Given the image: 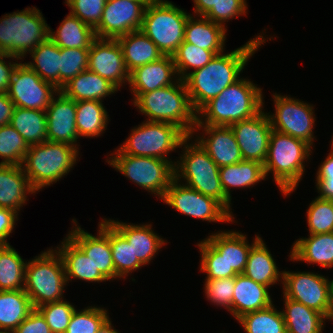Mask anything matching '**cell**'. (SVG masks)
<instances>
[{
  "label": "cell",
  "instance_id": "6",
  "mask_svg": "<svg viewBox=\"0 0 333 333\" xmlns=\"http://www.w3.org/2000/svg\"><path fill=\"white\" fill-rule=\"evenodd\" d=\"M79 153L72 145L45 141L29 147L21 166L32 188L40 192L68 175Z\"/></svg>",
  "mask_w": 333,
  "mask_h": 333
},
{
  "label": "cell",
  "instance_id": "1",
  "mask_svg": "<svg viewBox=\"0 0 333 333\" xmlns=\"http://www.w3.org/2000/svg\"><path fill=\"white\" fill-rule=\"evenodd\" d=\"M262 33L231 52L217 54L204 67L191 71L183 79L196 112L241 78L250 58L266 41L272 40L271 37L266 39V34Z\"/></svg>",
  "mask_w": 333,
  "mask_h": 333
},
{
  "label": "cell",
  "instance_id": "17",
  "mask_svg": "<svg viewBox=\"0 0 333 333\" xmlns=\"http://www.w3.org/2000/svg\"><path fill=\"white\" fill-rule=\"evenodd\" d=\"M73 228H70L67 236L92 260L95 268L108 280L115 279V267L112 260V251L110 247V223L102 219L98 223V232L96 235L83 230L72 219Z\"/></svg>",
  "mask_w": 333,
  "mask_h": 333
},
{
  "label": "cell",
  "instance_id": "21",
  "mask_svg": "<svg viewBox=\"0 0 333 333\" xmlns=\"http://www.w3.org/2000/svg\"><path fill=\"white\" fill-rule=\"evenodd\" d=\"M46 119L47 141L66 143L80 150L76 128V102L73 99L59 91L46 109Z\"/></svg>",
  "mask_w": 333,
  "mask_h": 333
},
{
  "label": "cell",
  "instance_id": "58",
  "mask_svg": "<svg viewBox=\"0 0 333 333\" xmlns=\"http://www.w3.org/2000/svg\"><path fill=\"white\" fill-rule=\"evenodd\" d=\"M193 2L195 16H206L213 7H216V0H193Z\"/></svg>",
  "mask_w": 333,
  "mask_h": 333
},
{
  "label": "cell",
  "instance_id": "40",
  "mask_svg": "<svg viewBox=\"0 0 333 333\" xmlns=\"http://www.w3.org/2000/svg\"><path fill=\"white\" fill-rule=\"evenodd\" d=\"M26 264L12 245L0 246V291L24 289Z\"/></svg>",
  "mask_w": 333,
  "mask_h": 333
},
{
  "label": "cell",
  "instance_id": "32",
  "mask_svg": "<svg viewBox=\"0 0 333 333\" xmlns=\"http://www.w3.org/2000/svg\"><path fill=\"white\" fill-rule=\"evenodd\" d=\"M117 41L122 48L124 63L129 73L137 67L157 61L164 56L141 30L118 37Z\"/></svg>",
  "mask_w": 333,
  "mask_h": 333
},
{
  "label": "cell",
  "instance_id": "26",
  "mask_svg": "<svg viewBox=\"0 0 333 333\" xmlns=\"http://www.w3.org/2000/svg\"><path fill=\"white\" fill-rule=\"evenodd\" d=\"M269 289L244 274H237L232 301V315L235 320L246 313L262 310L272 305L273 299Z\"/></svg>",
  "mask_w": 333,
  "mask_h": 333
},
{
  "label": "cell",
  "instance_id": "31",
  "mask_svg": "<svg viewBox=\"0 0 333 333\" xmlns=\"http://www.w3.org/2000/svg\"><path fill=\"white\" fill-rule=\"evenodd\" d=\"M243 274L269 288L279 282L282 284L283 271H279L262 237L251 247Z\"/></svg>",
  "mask_w": 333,
  "mask_h": 333
},
{
  "label": "cell",
  "instance_id": "49",
  "mask_svg": "<svg viewBox=\"0 0 333 333\" xmlns=\"http://www.w3.org/2000/svg\"><path fill=\"white\" fill-rule=\"evenodd\" d=\"M196 246L201 253L199 267L207 276L205 280L227 278V264L224 257L205 238Z\"/></svg>",
  "mask_w": 333,
  "mask_h": 333
},
{
  "label": "cell",
  "instance_id": "51",
  "mask_svg": "<svg viewBox=\"0 0 333 333\" xmlns=\"http://www.w3.org/2000/svg\"><path fill=\"white\" fill-rule=\"evenodd\" d=\"M107 0H65L70 13L95 29L101 19Z\"/></svg>",
  "mask_w": 333,
  "mask_h": 333
},
{
  "label": "cell",
  "instance_id": "16",
  "mask_svg": "<svg viewBox=\"0 0 333 333\" xmlns=\"http://www.w3.org/2000/svg\"><path fill=\"white\" fill-rule=\"evenodd\" d=\"M150 0H107L102 19L94 29L98 38L117 39L141 29Z\"/></svg>",
  "mask_w": 333,
  "mask_h": 333
},
{
  "label": "cell",
  "instance_id": "14",
  "mask_svg": "<svg viewBox=\"0 0 333 333\" xmlns=\"http://www.w3.org/2000/svg\"><path fill=\"white\" fill-rule=\"evenodd\" d=\"M166 205L185 216L202 221L237 223L232 215L219 201L173 179L162 198Z\"/></svg>",
  "mask_w": 333,
  "mask_h": 333
},
{
  "label": "cell",
  "instance_id": "10",
  "mask_svg": "<svg viewBox=\"0 0 333 333\" xmlns=\"http://www.w3.org/2000/svg\"><path fill=\"white\" fill-rule=\"evenodd\" d=\"M128 138L111 154H128L141 157H154L170 161L174 166L176 161L168 156L176 152L187 135L176 125L165 122L144 120L131 129Z\"/></svg>",
  "mask_w": 333,
  "mask_h": 333
},
{
  "label": "cell",
  "instance_id": "25",
  "mask_svg": "<svg viewBox=\"0 0 333 333\" xmlns=\"http://www.w3.org/2000/svg\"><path fill=\"white\" fill-rule=\"evenodd\" d=\"M37 194L21 165H0V208L19 213L28 195Z\"/></svg>",
  "mask_w": 333,
  "mask_h": 333
},
{
  "label": "cell",
  "instance_id": "28",
  "mask_svg": "<svg viewBox=\"0 0 333 333\" xmlns=\"http://www.w3.org/2000/svg\"><path fill=\"white\" fill-rule=\"evenodd\" d=\"M56 248L64 264L67 283L74 279L91 283L108 281L95 268L92 260L67 235Z\"/></svg>",
  "mask_w": 333,
  "mask_h": 333
},
{
  "label": "cell",
  "instance_id": "57",
  "mask_svg": "<svg viewBox=\"0 0 333 333\" xmlns=\"http://www.w3.org/2000/svg\"><path fill=\"white\" fill-rule=\"evenodd\" d=\"M15 105L7 93H0V126L10 124Z\"/></svg>",
  "mask_w": 333,
  "mask_h": 333
},
{
  "label": "cell",
  "instance_id": "15",
  "mask_svg": "<svg viewBox=\"0 0 333 333\" xmlns=\"http://www.w3.org/2000/svg\"><path fill=\"white\" fill-rule=\"evenodd\" d=\"M23 61L12 74L7 94L15 107L46 111L59 90L45 82L35 71L22 63Z\"/></svg>",
  "mask_w": 333,
  "mask_h": 333
},
{
  "label": "cell",
  "instance_id": "43",
  "mask_svg": "<svg viewBox=\"0 0 333 333\" xmlns=\"http://www.w3.org/2000/svg\"><path fill=\"white\" fill-rule=\"evenodd\" d=\"M217 54L183 41L172 55L179 79H184L192 71L204 67Z\"/></svg>",
  "mask_w": 333,
  "mask_h": 333
},
{
  "label": "cell",
  "instance_id": "35",
  "mask_svg": "<svg viewBox=\"0 0 333 333\" xmlns=\"http://www.w3.org/2000/svg\"><path fill=\"white\" fill-rule=\"evenodd\" d=\"M49 38L60 48L89 49L96 35L92 27L69 12L56 32L49 28Z\"/></svg>",
  "mask_w": 333,
  "mask_h": 333
},
{
  "label": "cell",
  "instance_id": "13",
  "mask_svg": "<svg viewBox=\"0 0 333 333\" xmlns=\"http://www.w3.org/2000/svg\"><path fill=\"white\" fill-rule=\"evenodd\" d=\"M271 96H273L275 113L268 112L267 115L272 129L301 139L312 147L316 140L313 132L316 121L315 105L276 92Z\"/></svg>",
  "mask_w": 333,
  "mask_h": 333
},
{
  "label": "cell",
  "instance_id": "34",
  "mask_svg": "<svg viewBox=\"0 0 333 333\" xmlns=\"http://www.w3.org/2000/svg\"><path fill=\"white\" fill-rule=\"evenodd\" d=\"M282 315L287 333H322L328 319L320 312L283 296Z\"/></svg>",
  "mask_w": 333,
  "mask_h": 333
},
{
  "label": "cell",
  "instance_id": "36",
  "mask_svg": "<svg viewBox=\"0 0 333 333\" xmlns=\"http://www.w3.org/2000/svg\"><path fill=\"white\" fill-rule=\"evenodd\" d=\"M102 101L82 100L76 102V128L80 137L103 135L110 121Z\"/></svg>",
  "mask_w": 333,
  "mask_h": 333
},
{
  "label": "cell",
  "instance_id": "9",
  "mask_svg": "<svg viewBox=\"0 0 333 333\" xmlns=\"http://www.w3.org/2000/svg\"><path fill=\"white\" fill-rule=\"evenodd\" d=\"M190 15L172 1L150 0L140 30L163 55L172 56L184 41L185 25Z\"/></svg>",
  "mask_w": 333,
  "mask_h": 333
},
{
  "label": "cell",
  "instance_id": "19",
  "mask_svg": "<svg viewBox=\"0 0 333 333\" xmlns=\"http://www.w3.org/2000/svg\"><path fill=\"white\" fill-rule=\"evenodd\" d=\"M262 110L255 117L230 125L243 160L264 164L272 132L267 112Z\"/></svg>",
  "mask_w": 333,
  "mask_h": 333
},
{
  "label": "cell",
  "instance_id": "30",
  "mask_svg": "<svg viewBox=\"0 0 333 333\" xmlns=\"http://www.w3.org/2000/svg\"><path fill=\"white\" fill-rule=\"evenodd\" d=\"M67 98L75 102L82 100L102 101L109 95L120 91L109 80L88 69L72 78L60 90Z\"/></svg>",
  "mask_w": 333,
  "mask_h": 333
},
{
  "label": "cell",
  "instance_id": "29",
  "mask_svg": "<svg viewBox=\"0 0 333 333\" xmlns=\"http://www.w3.org/2000/svg\"><path fill=\"white\" fill-rule=\"evenodd\" d=\"M226 32L227 28L214 23L205 16L195 17L191 14L185 25L184 41L221 54L225 52Z\"/></svg>",
  "mask_w": 333,
  "mask_h": 333
},
{
  "label": "cell",
  "instance_id": "54",
  "mask_svg": "<svg viewBox=\"0 0 333 333\" xmlns=\"http://www.w3.org/2000/svg\"><path fill=\"white\" fill-rule=\"evenodd\" d=\"M13 333H52L42 314L34 309L13 331Z\"/></svg>",
  "mask_w": 333,
  "mask_h": 333
},
{
  "label": "cell",
  "instance_id": "18",
  "mask_svg": "<svg viewBox=\"0 0 333 333\" xmlns=\"http://www.w3.org/2000/svg\"><path fill=\"white\" fill-rule=\"evenodd\" d=\"M87 69L109 80L118 89L129 82V72L117 39L96 37L89 48Z\"/></svg>",
  "mask_w": 333,
  "mask_h": 333
},
{
  "label": "cell",
  "instance_id": "48",
  "mask_svg": "<svg viewBox=\"0 0 333 333\" xmlns=\"http://www.w3.org/2000/svg\"><path fill=\"white\" fill-rule=\"evenodd\" d=\"M65 300L46 303L36 308L45 318L52 333H65L76 309L72 303Z\"/></svg>",
  "mask_w": 333,
  "mask_h": 333
},
{
  "label": "cell",
  "instance_id": "5",
  "mask_svg": "<svg viewBox=\"0 0 333 333\" xmlns=\"http://www.w3.org/2000/svg\"><path fill=\"white\" fill-rule=\"evenodd\" d=\"M192 139L191 135L187 136L180 144L179 148L183 147V151L174 166L175 179L216 199L233 215L232 202L225 196L221 185L219 167L201 145Z\"/></svg>",
  "mask_w": 333,
  "mask_h": 333
},
{
  "label": "cell",
  "instance_id": "33",
  "mask_svg": "<svg viewBox=\"0 0 333 333\" xmlns=\"http://www.w3.org/2000/svg\"><path fill=\"white\" fill-rule=\"evenodd\" d=\"M221 185L225 196L231 201V188H252L266 180L264 165L257 161L242 160L219 168Z\"/></svg>",
  "mask_w": 333,
  "mask_h": 333
},
{
  "label": "cell",
  "instance_id": "3",
  "mask_svg": "<svg viewBox=\"0 0 333 333\" xmlns=\"http://www.w3.org/2000/svg\"><path fill=\"white\" fill-rule=\"evenodd\" d=\"M133 106L146 121L165 122L179 127L187 136L192 135L197 124V112L193 109L184 80L149 91L132 93Z\"/></svg>",
  "mask_w": 333,
  "mask_h": 333
},
{
  "label": "cell",
  "instance_id": "11",
  "mask_svg": "<svg viewBox=\"0 0 333 333\" xmlns=\"http://www.w3.org/2000/svg\"><path fill=\"white\" fill-rule=\"evenodd\" d=\"M109 155L106 162L112 168L162 201L175 178L174 165L170 161L128 154Z\"/></svg>",
  "mask_w": 333,
  "mask_h": 333
},
{
  "label": "cell",
  "instance_id": "24",
  "mask_svg": "<svg viewBox=\"0 0 333 333\" xmlns=\"http://www.w3.org/2000/svg\"><path fill=\"white\" fill-rule=\"evenodd\" d=\"M129 243L134 257L144 265L154 260L159 250L168 242L159 236L152 228V224H131L114 219L105 218Z\"/></svg>",
  "mask_w": 333,
  "mask_h": 333
},
{
  "label": "cell",
  "instance_id": "61",
  "mask_svg": "<svg viewBox=\"0 0 333 333\" xmlns=\"http://www.w3.org/2000/svg\"><path fill=\"white\" fill-rule=\"evenodd\" d=\"M330 143H331L330 147L333 148V136H332V140Z\"/></svg>",
  "mask_w": 333,
  "mask_h": 333
},
{
  "label": "cell",
  "instance_id": "46",
  "mask_svg": "<svg viewBox=\"0 0 333 333\" xmlns=\"http://www.w3.org/2000/svg\"><path fill=\"white\" fill-rule=\"evenodd\" d=\"M306 211L309 234L333 233V200L315 197Z\"/></svg>",
  "mask_w": 333,
  "mask_h": 333
},
{
  "label": "cell",
  "instance_id": "7",
  "mask_svg": "<svg viewBox=\"0 0 333 333\" xmlns=\"http://www.w3.org/2000/svg\"><path fill=\"white\" fill-rule=\"evenodd\" d=\"M49 28L37 7L5 14L0 18V53L22 60L49 37Z\"/></svg>",
  "mask_w": 333,
  "mask_h": 333
},
{
  "label": "cell",
  "instance_id": "22",
  "mask_svg": "<svg viewBox=\"0 0 333 333\" xmlns=\"http://www.w3.org/2000/svg\"><path fill=\"white\" fill-rule=\"evenodd\" d=\"M261 237L256 234L252 243L247 241V235L236 230L217 231L205 239L224 257L227 264V278L243 274L251 247Z\"/></svg>",
  "mask_w": 333,
  "mask_h": 333
},
{
  "label": "cell",
  "instance_id": "23",
  "mask_svg": "<svg viewBox=\"0 0 333 333\" xmlns=\"http://www.w3.org/2000/svg\"><path fill=\"white\" fill-rule=\"evenodd\" d=\"M178 80L173 57L164 55L157 61L132 70L129 73L128 86L132 93H146L172 85Z\"/></svg>",
  "mask_w": 333,
  "mask_h": 333
},
{
  "label": "cell",
  "instance_id": "53",
  "mask_svg": "<svg viewBox=\"0 0 333 333\" xmlns=\"http://www.w3.org/2000/svg\"><path fill=\"white\" fill-rule=\"evenodd\" d=\"M315 186L320 199L333 200V148L316 172Z\"/></svg>",
  "mask_w": 333,
  "mask_h": 333
},
{
  "label": "cell",
  "instance_id": "47",
  "mask_svg": "<svg viewBox=\"0 0 333 333\" xmlns=\"http://www.w3.org/2000/svg\"><path fill=\"white\" fill-rule=\"evenodd\" d=\"M89 49L61 48L59 91L72 78L88 68Z\"/></svg>",
  "mask_w": 333,
  "mask_h": 333
},
{
  "label": "cell",
  "instance_id": "20",
  "mask_svg": "<svg viewBox=\"0 0 333 333\" xmlns=\"http://www.w3.org/2000/svg\"><path fill=\"white\" fill-rule=\"evenodd\" d=\"M202 130V136L199 134ZM198 131V133H196ZM196 137H194V134ZM199 134V135H198ZM192 137L220 168L243 160L240 148L230 126L196 125Z\"/></svg>",
  "mask_w": 333,
  "mask_h": 333
},
{
  "label": "cell",
  "instance_id": "42",
  "mask_svg": "<svg viewBox=\"0 0 333 333\" xmlns=\"http://www.w3.org/2000/svg\"><path fill=\"white\" fill-rule=\"evenodd\" d=\"M110 247L115 267V280L125 279L129 274L144 265L134 257L132 247L127 240L110 224Z\"/></svg>",
  "mask_w": 333,
  "mask_h": 333
},
{
  "label": "cell",
  "instance_id": "44",
  "mask_svg": "<svg viewBox=\"0 0 333 333\" xmlns=\"http://www.w3.org/2000/svg\"><path fill=\"white\" fill-rule=\"evenodd\" d=\"M29 147L12 125L0 126V165H22Z\"/></svg>",
  "mask_w": 333,
  "mask_h": 333
},
{
  "label": "cell",
  "instance_id": "56",
  "mask_svg": "<svg viewBox=\"0 0 333 333\" xmlns=\"http://www.w3.org/2000/svg\"><path fill=\"white\" fill-rule=\"evenodd\" d=\"M19 214L8 208H0V246L10 243L7 238L13 233Z\"/></svg>",
  "mask_w": 333,
  "mask_h": 333
},
{
  "label": "cell",
  "instance_id": "52",
  "mask_svg": "<svg viewBox=\"0 0 333 333\" xmlns=\"http://www.w3.org/2000/svg\"><path fill=\"white\" fill-rule=\"evenodd\" d=\"M247 9L246 0H216V7H213L205 17L226 28L225 22L239 16H246Z\"/></svg>",
  "mask_w": 333,
  "mask_h": 333
},
{
  "label": "cell",
  "instance_id": "38",
  "mask_svg": "<svg viewBox=\"0 0 333 333\" xmlns=\"http://www.w3.org/2000/svg\"><path fill=\"white\" fill-rule=\"evenodd\" d=\"M33 310L24 289L0 291V329L13 332Z\"/></svg>",
  "mask_w": 333,
  "mask_h": 333
},
{
  "label": "cell",
  "instance_id": "55",
  "mask_svg": "<svg viewBox=\"0 0 333 333\" xmlns=\"http://www.w3.org/2000/svg\"><path fill=\"white\" fill-rule=\"evenodd\" d=\"M6 58L9 59L11 62L5 61L4 59ZM14 60L16 62H14ZM18 60L21 59L10 54L0 53V93H7L10 86L12 74L17 65L20 63L18 62Z\"/></svg>",
  "mask_w": 333,
  "mask_h": 333
},
{
  "label": "cell",
  "instance_id": "4",
  "mask_svg": "<svg viewBox=\"0 0 333 333\" xmlns=\"http://www.w3.org/2000/svg\"><path fill=\"white\" fill-rule=\"evenodd\" d=\"M313 147L305 141L272 130L264 162L266 178L271 173L283 196H290L299 186Z\"/></svg>",
  "mask_w": 333,
  "mask_h": 333
},
{
  "label": "cell",
  "instance_id": "41",
  "mask_svg": "<svg viewBox=\"0 0 333 333\" xmlns=\"http://www.w3.org/2000/svg\"><path fill=\"white\" fill-rule=\"evenodd\" d=\"M245 333H287L285 321L274 304L249 312L237 319Z\"/></svg>",
  "mask_w": 333,
  "mask_h": 333
},
{
  "label": "cell",
  "instance_id": "59",
  "mask_svg": "<svg viewBox=\"0 0 333 333\" xmlns=\"http://www.w3.org/2000/svg\"><path fill=\"white\" fill-rule=\"evenodd\" d=\"M97 333H120L117 329L112 325L111 318H109L98 330Z\"/></svg>",
  "mask_w": 333,
  "mask_h": 333
},
{
  "label": "cell",
  "instance_id": "45",
  "mask_svg": "<svg viewBox=\"0 0 333 333\" xmlns=\"http://www.w3.org/2000/svg\"><path fill=\"white\" fill-rule=\"evenodd\" d=\"M109 319L108 310L99 306L75 309L65 333H97Z\"/></svg>",
  "mask_w": 333,
  "mask_h": 333
},
{
  "label": "cell",
  "instance_id": "12",
  "mask_svg": "<svg viewBox=\"0 0 333 333\" xmlns=\"http://www.w3.org/2000/svg\"><path fill=\"white\" fill-rule=\"evenodd\" d=\"M283 296L300 302L333 320L332 281L318 273L283 271Z\"/></svg>",
  "mask_w": 333,
  "mask_h": 333
},
{
  "label": "cell",
  "instance_id": "60",
  "mask_svg": "<svg viewBox=\"0 0 333 333\" xmlns=\"http://www.w3.org/2000/svg\"><path fill=\"white\" fill-rule=\"evenodd\" d=\"M0 333H13V332H10V331H7V330H2V329H0Z\"/></svg>",
  "mask_w": 333,
  "mask_h": 333
},
{
  "label": "cell",
  "instance_id": "39",
  "mask_svg": "<svg viewBox=\"0 0 333 333\" xmlns=\"http://www.w3.org/2000/svg\"><path fill=\"white\" fill-rule=\"evenodd\" d=\"M10 125L29 146L47 141L46 111L15 107Z\"/></svg>",
  "mask_w": 333,
  "mask_h": 333
},
{
  "label": "cell",
  "instance_id": "50",
  "mask_svg": "<svg viewBox=\"0 0 333 333\" xmlns=\"http://www.w3.org/2000/svg\"><path fill=\"white\" fill-rule=\"evenodd\" d=\"M204 285L207 300L215 306L224 307L232 315L235 277L205 280Z\"/></svg>",
  "mask_w": 333,
  "mask_h": 333
},
{
  "label": "cell",
  "instance_id": "27",
  "mask_svg": "<svg viewBox=\"0 0 333 333\" xmlns=\"http://www.w3.org/2000/svg\"><path fill=\"white\" fill-rule=\"evenodd\" d=\"M291 247L289 260L333 268V233L309 234L298 238Z\"/></svg>",
  "mask_w": 333,
  "mask_h": 333
},
{
  "label": "cell",
  "instance_id": "2",
  "mask_svg": "<svg viewBox=\"0 0 333 333\" xmlns=\"http://www.w3.org/2000/svg\"><path fill=\"white\" fill-rule=\"evenodd\" d=\"M264 102L262 89L241 77L197 112L196 125L230 126L251 119L264 109Z\"/></svg>",
  "mask_w": 333,
  "mask_h": 333
},
{
  "label": "cell",
  "instance_id": "37",
  "mask_svg": "<svg viewBox=\"0 0 333 333\" xmlns=\"http://www.w3.org/2000/svg\"><path fill=\"white\" fill-rule=\"evenodd\" d=\"M33 61L25 64L35 71L45 82L59 90V69L61 48L49 37L30 52Z\"/></svg>",
  "mask_w": 333,
  "mask_h": 333
},
{
  "label": "cell",
  "instance_id": "8",
  "mask_svg": "<svg viewBox=\"0 0 333 333\" xmlns=\"http://www.w3.org/2000/svg\"><path fill=\"white\" fill-rule=\"evenodd\" d=\"M67 284L64 264L56 248H47L29 260L25 268L24 290L37 307L64 300Z\"/></svg>",
  "mask_w": 333,
  "mask_h": 333
}]
</instances>
